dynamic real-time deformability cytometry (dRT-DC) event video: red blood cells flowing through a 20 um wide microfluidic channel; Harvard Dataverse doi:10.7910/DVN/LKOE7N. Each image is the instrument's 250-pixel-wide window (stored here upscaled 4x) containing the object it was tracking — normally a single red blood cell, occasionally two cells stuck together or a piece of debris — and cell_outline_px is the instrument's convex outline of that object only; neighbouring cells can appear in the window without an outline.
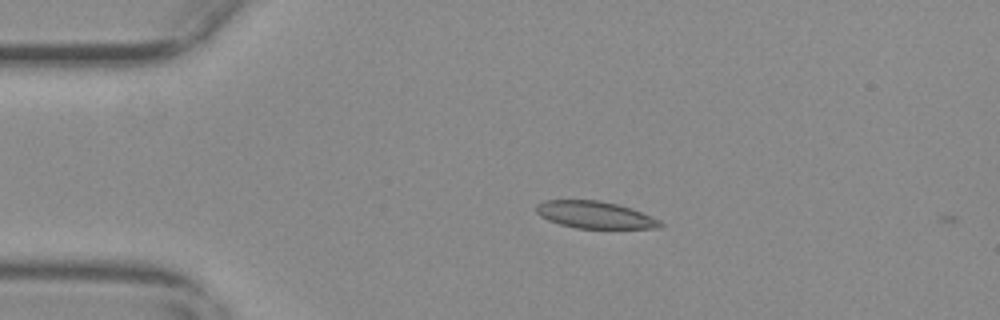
{"species": "common noctule bat (a hibernating species)", "species_latin": "Nyctalus noctula", "temperature_condition": "warm", "stored_images_in_passage": 2, "camera_frame_rate_fps": 3000, "um_per_image_px": 0.085, "animal": {"sex": "female", "body_mass_g": 29.2, "forearm_length_mm": 56.3}, "frame": {"image": 1, "passage_image": 1, "time_ms": 0.0, "image_size_px": [1000, 320], "cell_outline_px": [[664, 224], [660, 228], [576, 228], [560, 224], [548, 220], [540, 216], [536, 212], [536, 204], [544, 200], [600, 200], [632, 208], [660, 220]], "centroid_in_image_um": [50.56, 18.26], "position_along_channel_um": 34.4, "area_um2": 19.59}}